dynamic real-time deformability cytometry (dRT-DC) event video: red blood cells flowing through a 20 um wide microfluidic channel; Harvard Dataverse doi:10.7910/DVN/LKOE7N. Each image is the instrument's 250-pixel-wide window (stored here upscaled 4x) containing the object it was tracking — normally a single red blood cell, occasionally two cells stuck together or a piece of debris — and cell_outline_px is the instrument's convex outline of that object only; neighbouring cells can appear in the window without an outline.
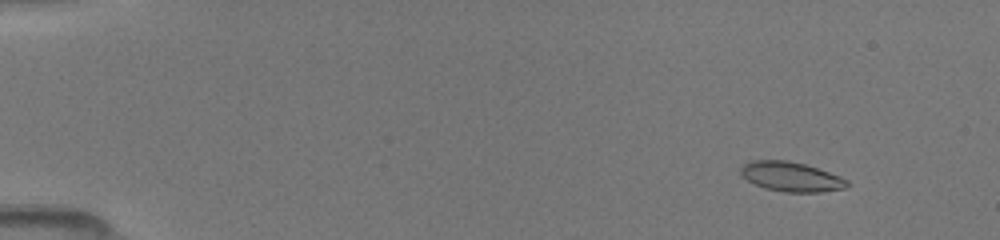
{"species": "common noctule bat (a hibernating species)", "species_latin": "Nyctalus noctula", "temperature_condition": "room temperature", "stored_images_in_passage": 6, "segment_of_instrument_passage": [1, 2], "camera_frame_rate_fps": 3000, "um_per_image_px": 0.085, "animal": {"sex": "female", "body_mass_g": 19.5, "forearm_length_mm": 54.1}, "frame": {"image": 1, "passage_image": 2, "time_ms": 1.333, "image_size_px": [1000, 240], "cell_outline_px": [[848, 184], [844, 188], [820, 192], [784, 192], [764, 188], [748, 180], [740, 172], [740, 168], [744, 164], [752, 160], [788, 160], [804, 164], [840, 176], [848, 180]], "centroid_in_image_um": [67.23, 15.02], "position_along_channel_um": 17.8, "area_um2": 18.15}}
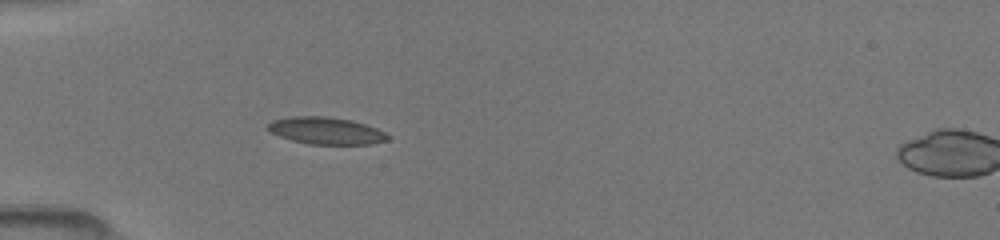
{"frame": {"image": 2, "passage_image": 5, "time_ms": 5.0, "image_size_px": [1000, 240], "cell_outline_px": [[388, 140], [372, 144], [308, 144], [292, 140], [280, 136], [272, 132], [268, 128], [268, 124], [272, 120], [292, 116], [324, 116], [352, 120], [376, 128], [384, 132], [388, 136]], "centroid_in_image_um": [27.71, 11.11], "position_along_channel_um": 57.3, "area_um2": 18.73}}